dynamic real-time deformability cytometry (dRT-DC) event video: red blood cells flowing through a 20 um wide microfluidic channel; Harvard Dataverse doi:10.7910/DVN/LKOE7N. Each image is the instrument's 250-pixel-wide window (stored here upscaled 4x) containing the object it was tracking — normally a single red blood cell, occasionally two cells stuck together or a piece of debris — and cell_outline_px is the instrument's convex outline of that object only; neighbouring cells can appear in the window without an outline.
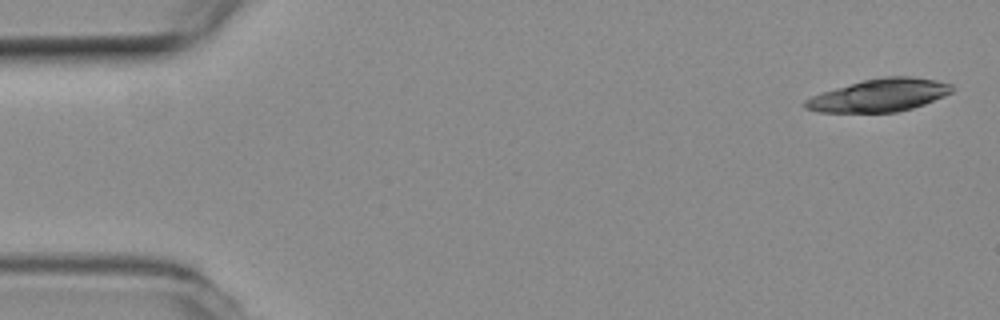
{"species": "common noctule bat (a hibernating species)", "species_latin": "Nyctalus noctula", "temperature_condition": "room temperature", "stored_images_in_passage": 3, "camera_frame_rate_fps": 3000, "um_per_image_px": 0.085, "animal": {"sex": "female", "body_mass_g": 19.3, "forearm_length_mm": 54.1}, "frame": {"image": 1, "passage_image": 1, "time_ms": 0.0, "image_size_px": [1000, 320], "cell_outline_px": [[956, 88], [952, 92], [944, 96], [924, 104], [912, 108], [896, 112], [820, 112], [804, 108], [804, 100], [820, 92], [864, 80], [884, 76], [912, 76], [936, 80], [952, 84]], "centroid_in_image_um": [74.77, 8.09], "position_along_channel_um": 10.2, "area_um2": 28.03}}